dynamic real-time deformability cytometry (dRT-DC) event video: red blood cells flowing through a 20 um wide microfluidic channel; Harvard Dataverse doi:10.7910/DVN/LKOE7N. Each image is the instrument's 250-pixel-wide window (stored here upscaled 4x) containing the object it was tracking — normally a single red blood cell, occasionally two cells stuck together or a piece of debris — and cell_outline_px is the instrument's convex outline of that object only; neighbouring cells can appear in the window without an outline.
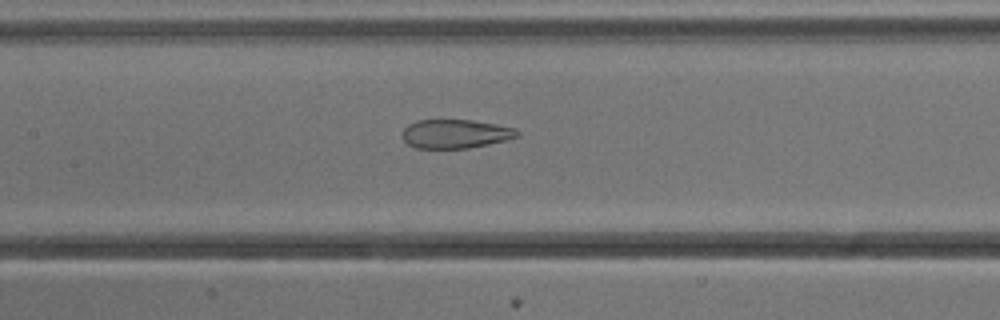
{"species": "common noctule bat (a hibernating species)", "species_latin": "Nyctalus noctula", "temperature_condition": "cold", "stored_images_in_passage": 53, "camera_frame_rate_fps": 3000, "um_per_image_px": 0.085, "animal": {"sex": "male", "body_mass_g": 13.3}, "frame": {"image": 1, "passage_image": 25, "time_ms": 8.0, "image_size_px": [1000, 320], "cell_outline_px": [[520, 136], [508, 140], [468, 148], [416, 148], [408, 144], [404, 140], [404, 128], [408, 124], [416, 120], [472, 120], [496, 124], [516, 128], [520, 132]], "centroid_in_image_um": [38.76, 11.37], "position_along_channel_um": 168.6, "area_um2": 19.36}}
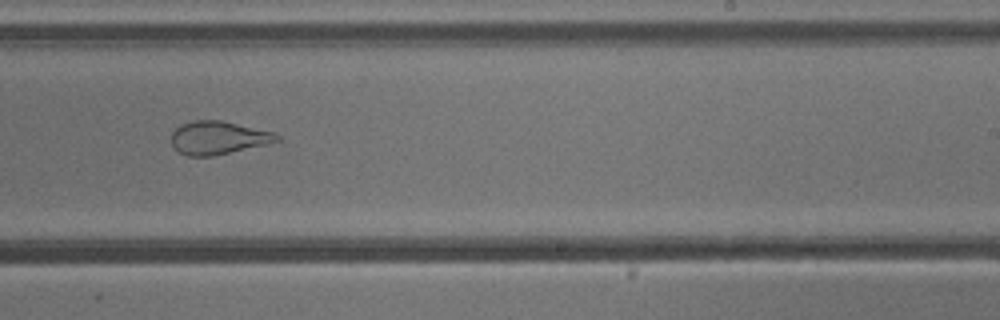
{"frame": {"image": 2, "passage_image": 33, "time_ms": 10.667, "image_size_px": [1000, 320], "cell_outline_px": [[280, 140], [264, 144], [212, 156], [188, 156], [180, 152], [172, 144], [172, 132], [180, 124], [192, 120], [220, 120], [272, 132], [280, 136]], "centroid_in_image_um": [18.5, 11.7], "position_along_channel_um": 270.5, "area_um2": 19.94}}
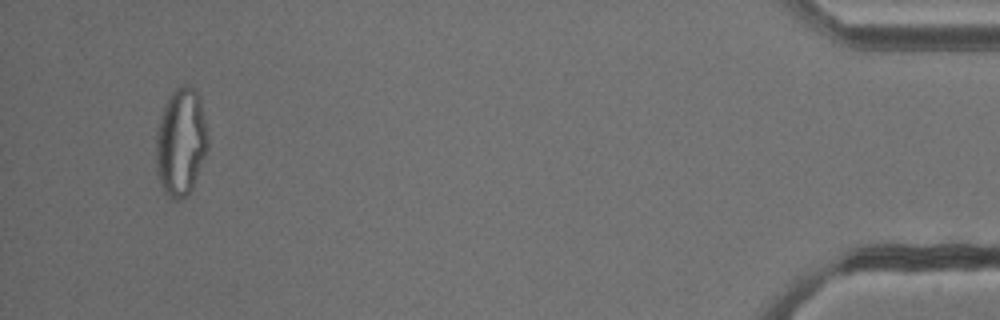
{"frame": {"image": 3, "passage_image": 51, "time_ms": 16.667, "image_size_px": [1000, 320], "cell_outline_px": [[208, 148], [192, 188], [180, 200], [172, 200], [164, 192], [160, 184], [156, 168], [156, 128], [160, 116], [172, 92], [176, 88], [184, 84], [188, 84], [196, 88], [200, 96], [208, 136]], "centroid_in_image_um": [15.37, 12.06], "position_along_channel_um": 419.8, "area_um2": 32.77}, "authors_computed_cell_mechanics": {"area_um2": 28.2642, "velocity_mm_per_s": 3.8422, "shape_relaxation_time_tau1_ms": null, "shape_relaxation_time_tau2_ms": 1.3076, "deformation_change_tau1": null, "deformation_change_tau2": 0.0862}}